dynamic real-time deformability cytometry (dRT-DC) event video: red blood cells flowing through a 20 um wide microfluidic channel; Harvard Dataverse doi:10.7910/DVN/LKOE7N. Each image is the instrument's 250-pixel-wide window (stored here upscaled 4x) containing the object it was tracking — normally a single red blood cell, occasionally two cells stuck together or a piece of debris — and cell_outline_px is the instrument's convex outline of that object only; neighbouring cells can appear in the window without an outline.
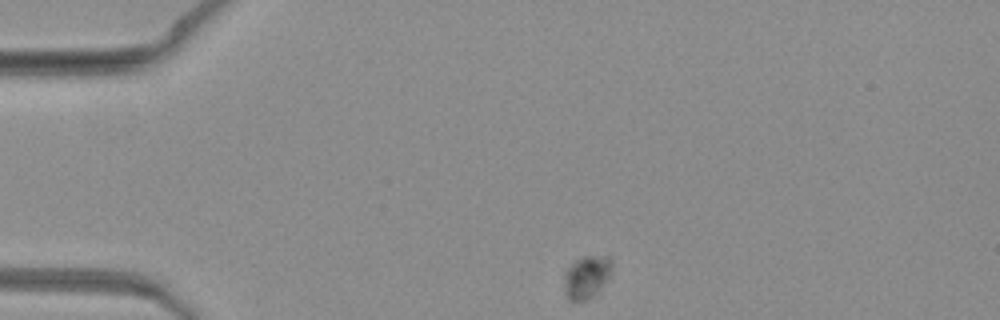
{"species": "common noctule bat (a hibernating species)", "species_latin": "Nyctalus noctula", "temperature_condition": "warm", "stored_images_in_passage": 58, "camera_frame_rate_fps": 3000, "um_per_image_px": 0.085, "animal": {"sex": "female", "body_mass_g": 19.3, "forearm_length_mm": 54.1}, "frame": {"image": 1, "passage_image": 1, "time_ms": 0.0, "image_size_px": [1000, 320], "cell_outline_px": [[612, 268], [608, 276], [600, 288], [596, 292], [584, 300], [568, 300], [564, 280], [564, 272], [580, 256], [612, 256]], "centroid_in_image_um": [49.87, 23.48], "position_along_channel_um": 35.1, "area_um2": 11.56}}
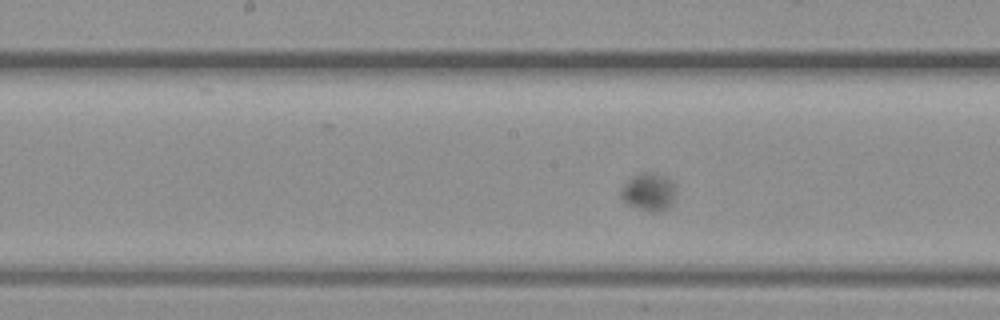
{"frame": {"image": 2, "passage_image": 25, "time_ms": 8.0, "image_size_px": [1000, 320], "cell_outline_px": [[676, 196], [672, 204], [668, 208], [660, 212], [648, 212], [624, 204], [620, 200], [620, 188], [624, 180], [640, 172], [652, 172], [668, 176], [672, 180], [676, 188]], "centroid_in_image_um": [55.11, 16.31], "position_along_channel_um": 193.1, "area_um2": 13.01}}
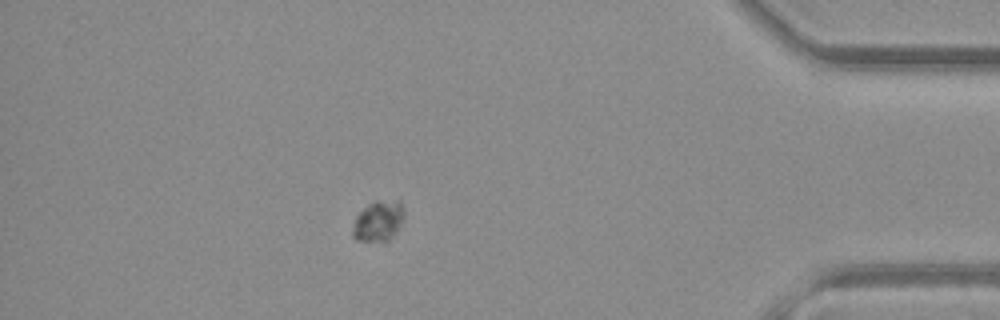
{"frame": {"image": 3, "passage_image": 50, "time_ms": 16.333, "image_size_px": [1000, 320], "cell_outline_px": [[404, 216], [396, 232], [384, 244], [356, 240], [352, 236], [352, 228], [356, 216], [368, 204], [376, 200], [400, 200], [404, 208]], "centroid_in_image_um": [32.16, 18.81], "position_along_channel_um": 403.0, "area_um2": 12.54}}